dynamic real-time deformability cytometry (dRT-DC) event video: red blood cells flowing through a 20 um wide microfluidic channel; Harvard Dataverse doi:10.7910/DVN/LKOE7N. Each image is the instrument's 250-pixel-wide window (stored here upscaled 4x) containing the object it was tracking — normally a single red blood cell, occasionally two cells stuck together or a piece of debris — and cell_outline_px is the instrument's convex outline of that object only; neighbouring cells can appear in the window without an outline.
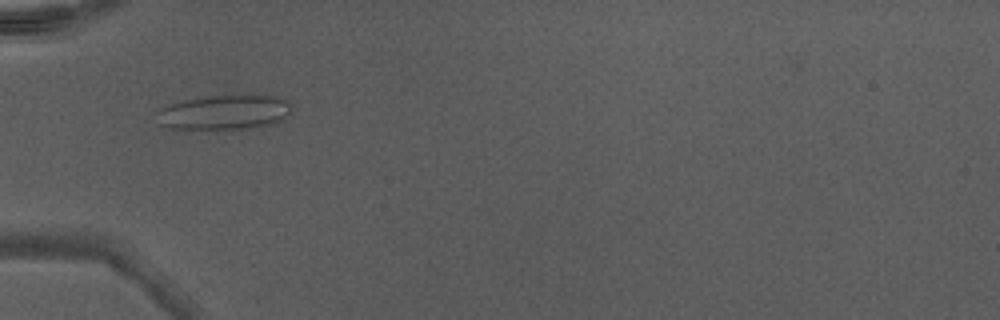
{"species": "Egyptian fruit bat (a non-hibernating species)", "species_latin": "Rousettus aegyptiacus", "temperature_condition": "warm", "stored_images_in_passage": 34, "camera_frame_rate_fps": 3000, "um_per_image_px": 0.085, "animal": {"sex": "male"}, "frame": {"image": 1, "passage_image": 3, "time_ms": 0.667, "image_size_px": [1000, 320], "cell_outline_px": [[292, 104], [284, 120], [276, 124], [252, 128], [172, 128], [160, 124], [156, 112], [160, 108], [168, 104], [204, 96], [280, 96], [288, 100]], "centroid_in_image_um": [19.11, 9.54], "position_along_channel_um": 65.9, "area_um2": 27.05}}
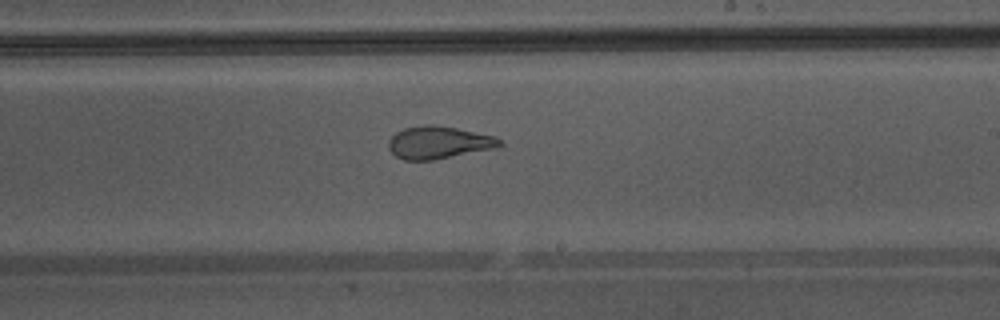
{"frame": {"image": 2, "passage_image": 16, "time_ms": 5.0, "image_size_px": [1000, 320], "cell_outline_px": [[504, 144], [496, 148], [432, 160], [404, 160], [396, 156], [388, 148], [388, 140], [396, 132], [404, 128], [424, 124], [432, 124], [456, 128], [496, 136]], "centroid_in_image_um": [37.28, 12.1], "position_along_channel_um": 251.7, "area_um2": 21.1}}
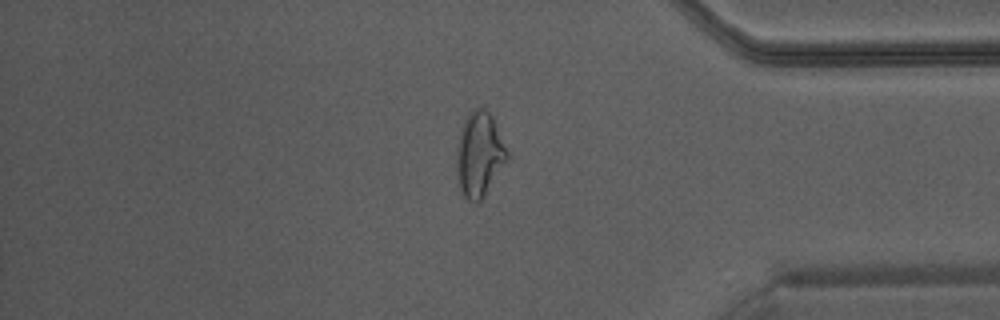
{"frame": {"image": 3, "passage_image": 27, "time_ms": 8.667, "image_size_px": [1000, 320], "cell_outline_px": [[512, 156], [480, 200], [476, 204], [468, 200], [464, 196], [460, 188], [456, 168], [456, 152], [460, 128], [472, 108], [484, 108], [492, 116]], "centroid_in_image_um": [40.77, 13.11], "position_along_channel_um": 394.4, "area_um2": 25.32}, "authors_computed_cell_mechanics": {"area_um2": 22.4264, "velocity_mm_per_s": 4.3716, "shape_relaxation_time_tau1_ms": null, "shape_relaxation_time_tau2_ms": 1.112, "deformation_change_tau1": null, "deformation_change_tau2": 0.0942}}